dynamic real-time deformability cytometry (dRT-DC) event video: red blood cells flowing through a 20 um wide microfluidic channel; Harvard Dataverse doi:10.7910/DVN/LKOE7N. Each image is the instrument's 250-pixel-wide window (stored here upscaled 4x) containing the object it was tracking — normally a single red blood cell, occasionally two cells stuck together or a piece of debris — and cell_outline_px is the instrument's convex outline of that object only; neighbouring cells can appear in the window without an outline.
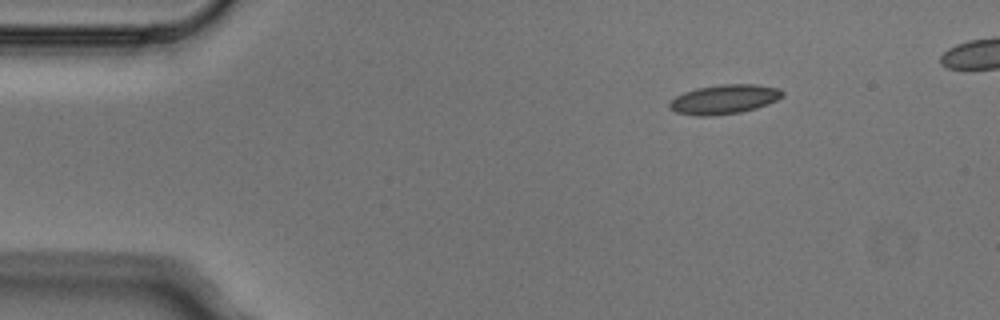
{"species": "Egyptian fruit bat (a non-hibernating species)", "species_latin": "Rousettus aegyptiacus", "temperature_condition": "cold", "stored_images_in_passage": 4, "camera_frame_rate_fps": 3000, "um_per_image_px": 0.085, "animal": {"sex": "male"}, "frame": {"image": 1, "passage_image": 1, "time_ms": 0.0, "image_size_px": [1000, 320], "cell_outline_px": [[784, 96], [768, 104], [756, 108], [740, 112], [712, 116], [696, 116], [676, 112], [668, 108], [668, 100], [684, 92], [696, 88], [720, 84], [756, 84], [780, 88], [784, 92]], "centroid_in_image_um": [61.54, 8.44], "position_along_channel_um": 23.5, "area_um2": 19.59}}